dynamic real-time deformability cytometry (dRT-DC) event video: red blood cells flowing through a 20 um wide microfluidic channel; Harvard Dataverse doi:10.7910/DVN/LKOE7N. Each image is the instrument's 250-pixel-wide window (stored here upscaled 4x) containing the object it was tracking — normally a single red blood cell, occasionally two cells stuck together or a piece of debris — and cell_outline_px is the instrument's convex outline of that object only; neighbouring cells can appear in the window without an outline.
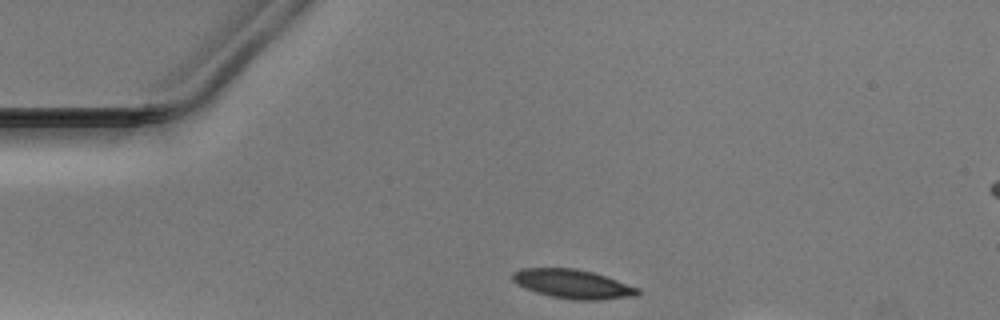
{"species": "Egyptian fruit bat (a non-hibernating species)", "species_latin": "Rousettus aegyptiacus", "temperature_condition": "warm", "stored_images_in_passage": 31, "camera_frame_rate_fps": 3000, "um_per_image_px": 0.085, "animal": {"sex": "male"}, "frame": {"image": 1, "passage_image": 1, "time_ms": 0.0, "image_size_px": [1000, 320], "cell_outline_px": [[640, 292], [636, 296], [596, 300], [576, 300], [552, 296], [536, 292], [524, 288], [516, 284], [512, 280], [512, 272], [520, 268], [576, 268], [592, 272], [640, 288]], "centroid_in_image_um": [48.66, 24.13], "position_along_channel_um": 36.3, "area_um2": 21.1}}
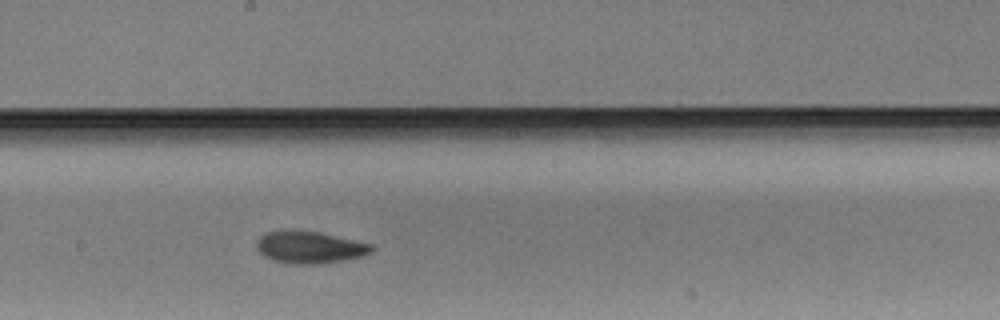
{"frame": {"image": 2, "passage_image": 18, "time_ms": 5.667, "image_size_px": [1000, 320], "cell_outline_px": [[376, 248], [372, 252], [364, 256], [344, 260], [320, 264], [296, 264], [272, 260], [264, 256], [256, 248], [256, 240], [264, 232], [284, 228], [292, 228], [320, 232], [372, 244]], "centroid_in_image_um": [26.3, 20.98], "position_along_channel_um": 221.9, "area_um2": 22.2}}
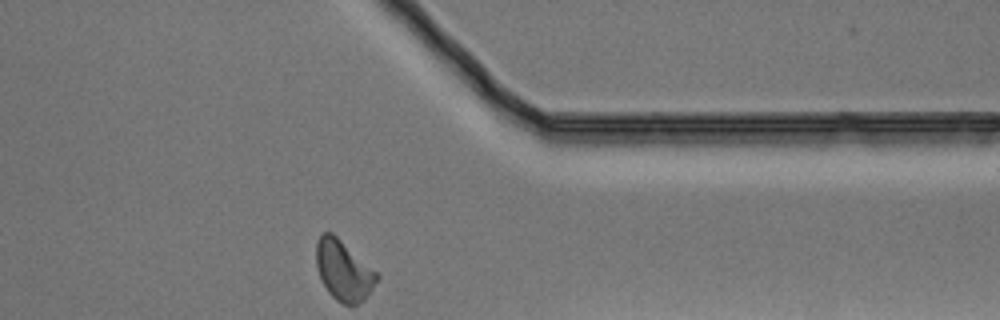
{"frame": {"image": 3, "passage_image": 31, "time_ms": 10.0, "image_size_px": [1000, 320], "cell_outline_px": [[380, 276], [364, 300], [356, 304], [344, 304], [336, 300], [328, 292], [316, 268], [316, 240], [324, 232], [332, 232], [380, 272]], "centroid_in_image_um": [29.23, 22.96], "position_along_channel_um": 382.2, "area_um2": 21.5}}